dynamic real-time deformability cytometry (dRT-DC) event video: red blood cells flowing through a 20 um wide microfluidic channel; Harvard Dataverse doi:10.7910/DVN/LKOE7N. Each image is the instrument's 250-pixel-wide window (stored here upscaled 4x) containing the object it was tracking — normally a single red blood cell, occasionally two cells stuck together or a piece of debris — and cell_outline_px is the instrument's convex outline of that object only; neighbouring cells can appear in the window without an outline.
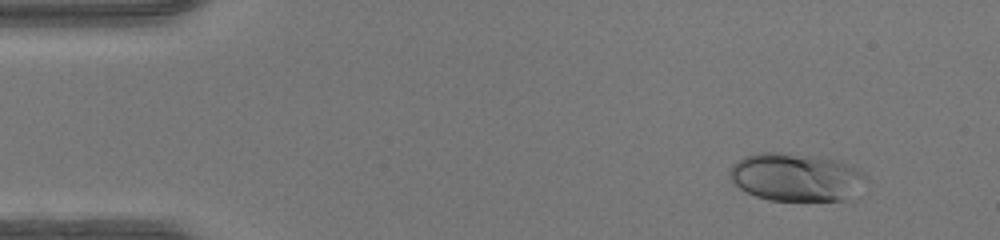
{"species": "human", "species_latin": "Homo sapiens", "temperature_condition": "warm", "stored_images_in_passage": 44, "camera_frame_rate_fps": 3000, "um_per_image_px": 0.085, "donor": {"sex": "female"}, "frame": {"image": 1, "passage_image": 1, "time_ms": 0.0, "image_size_px": [1000, 240], "cell_outline_px": [[868, 180], [844, 200], [768, 200], [756, 196], [732, 184], [728, 180], [728, 172], [732, 164], [744, 156], [756, 152], [780, 152], [820, 156], [840, 160], [852, 164], [864, 172], [868, 176]], "centroid_in_image_um": [67.64, 15.02], "position_along_channel_um": 17.4, "area_um2": 38.73}}
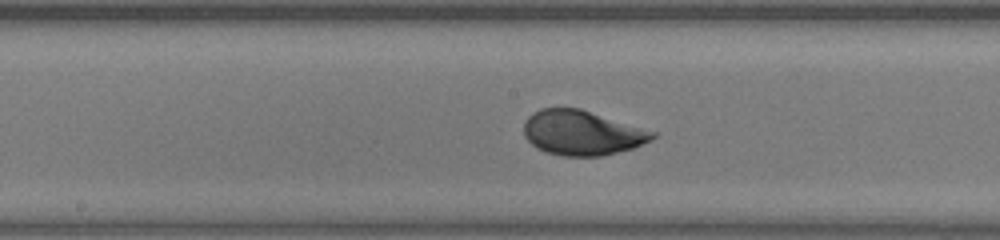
{"frame": {"image": 2, "passage_image": 21, "time_ms": 6.667, "image_size_px": [1000, 240], "cell_outline_px": [[660, 132], [652, 140], [632, 148], [600, 156], [564, 156], [544, 152], [536, 148], [524, 136], [524, 120], [532, 112], [540, 108], [580, 108]], "centroid_in_image_um": [49.49, 11.28], "position_along_channel_um": 198.7, "area_um2": 33.99}}
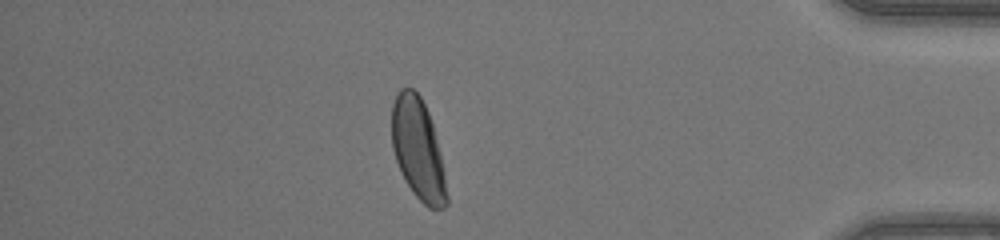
{"frame": {"image": 3, "passage_image": 38, "time_ms": 12.333, "image_size_px": [1000, 240], "cell_outline_px": [[448, 204], [444, 208], [428, 208], [412, 192], [396, 160], [392, 148], [392, 104], [400, 88], [412, 88], [420, 96], [428, 112], [432, 124], [440, 152], [444, 172], [448, 196]], "centroid_in_image_um": [35.54, 12.69], "position_along_channel_um": 399.7, "area_um2": 32.02}, "authors_computed_cell_mechanics": {"area_um2": 33.9286, "velocity_mm_per_s": 4.2757, "shape_relaxation_time_tau1_ms": 2.9794, "shape_relaxation_time_tau2_ms": null, "deformation_change_tau1": 0.1611, "deformation_change_tau2": null}}